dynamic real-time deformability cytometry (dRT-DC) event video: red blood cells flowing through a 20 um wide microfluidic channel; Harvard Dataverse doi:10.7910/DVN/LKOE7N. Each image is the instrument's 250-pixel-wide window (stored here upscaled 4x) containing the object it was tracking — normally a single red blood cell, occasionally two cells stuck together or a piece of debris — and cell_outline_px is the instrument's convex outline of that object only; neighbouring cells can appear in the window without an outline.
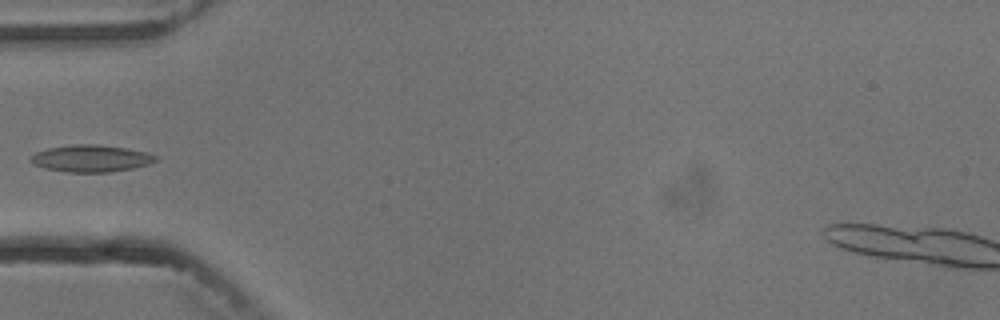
{"species": "common noctule bat (a hibernating species)", "species_latin": "Nyctalus noctula", "temperature_condition": "cold", "stored_images_in_passage": 4, "camera_frame_rate_fps": 3000, "um_per_image_px": 0.085, "animal": {"sex": "male", "body_mass_g": 13.3}, "frame": {"image": 1, "passage_image": 4, "time_ms": 3.667, "image_size_px": [1000, 320], "cell_outline_px": [[156, 160], [148, 164], [132, 168], [108, 172], [64, 172], [44, 168], [28, 160], [28, 156], [36, 152], [48, 148], [72, 144], [100, 144], [148, 152], [156, 156]], "centroid_in_image_um": [7.68, 13.46], "position_along_channel_um": 77.3, "area_um2": 19.65}}